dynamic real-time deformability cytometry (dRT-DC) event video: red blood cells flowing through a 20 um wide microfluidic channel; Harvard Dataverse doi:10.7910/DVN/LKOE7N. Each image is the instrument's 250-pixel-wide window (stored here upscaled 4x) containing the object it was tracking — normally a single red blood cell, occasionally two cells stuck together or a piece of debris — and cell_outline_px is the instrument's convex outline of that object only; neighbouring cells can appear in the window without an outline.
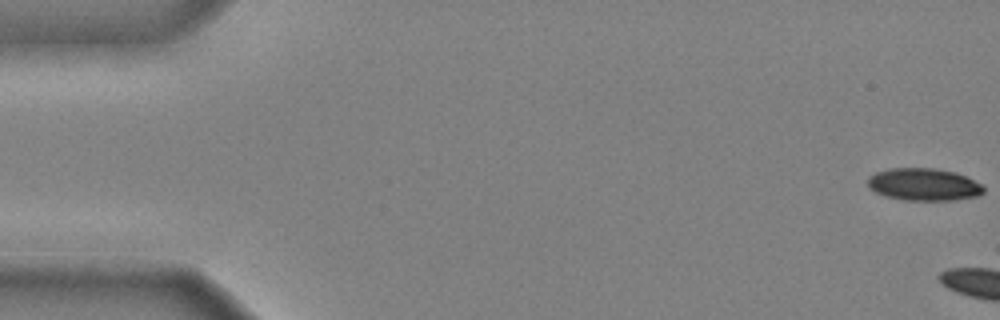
{"species": "common noctule bat (a hibernating species)", "species_latin": "Nyctalus noctula", "temperature_condition": "cold", "stored_images_in_passage": 4, "camera_frame_rate_fps": 3000, "um_per_image_px": 0.085, "animal": {"sex": "male", "body_mass_g": 20.4}, "frame": {"image": 1, "passage_image": 1, "time_ms": 0.0, "image_size_px": [1000, 320], "cell_outline_px": [[984, 192], [976, 196], [952, 200], [904, 200], [884, 196], [868, 188], [868, 176], [876, 172], [888, 168], [932, 168], [956, 172], [984, 184]], "centroid_in_image_um": [78.51, 15.67], "position_along_channel_um": 6.5, "area_um2": 22.02}}